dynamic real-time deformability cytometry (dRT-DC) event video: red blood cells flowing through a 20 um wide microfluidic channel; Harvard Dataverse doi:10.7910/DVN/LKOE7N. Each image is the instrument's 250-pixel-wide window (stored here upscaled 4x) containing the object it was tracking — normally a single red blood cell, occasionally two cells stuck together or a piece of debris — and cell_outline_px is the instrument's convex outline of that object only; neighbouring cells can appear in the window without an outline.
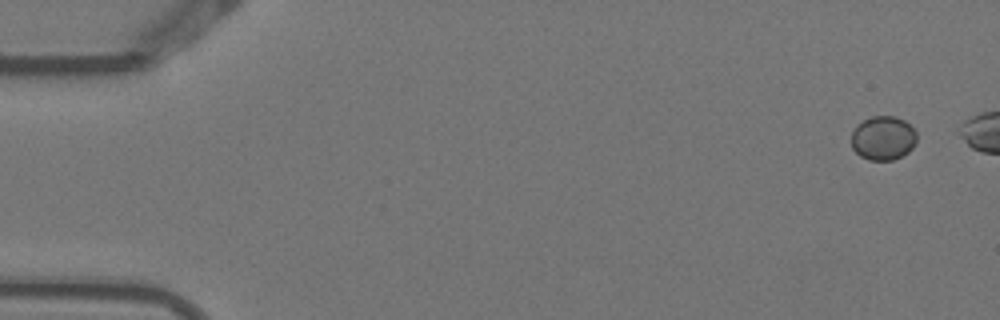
{"species": "Egyptian fruit bat (a non-hibernating species)", "species_latin": "Rousettus aegyptiacus", "temperature_condition": "warm", "stored_images_in_passage": 6, "camera_frame_rate_fps": 3000, "um_per_image_px": 0.085, "animal": {"sex": "female"}, "frame": {"image": 1, "passage_image": 1, "time_ms": 0.0, "image_size_px": [1000, 320], "cell_outline_px": [[916, 140], [912, 148], [908, 152], [892, 160], [868, 160], [860, 156], [852, 148], [852, 132], [856, 124], [872, 116], [896, 116], [904, 120], [916, 132]], "centroid_in_image_um": [75.04, 11.73], "position_along_channel_um": 10.0, "area_um2": 16.76}}